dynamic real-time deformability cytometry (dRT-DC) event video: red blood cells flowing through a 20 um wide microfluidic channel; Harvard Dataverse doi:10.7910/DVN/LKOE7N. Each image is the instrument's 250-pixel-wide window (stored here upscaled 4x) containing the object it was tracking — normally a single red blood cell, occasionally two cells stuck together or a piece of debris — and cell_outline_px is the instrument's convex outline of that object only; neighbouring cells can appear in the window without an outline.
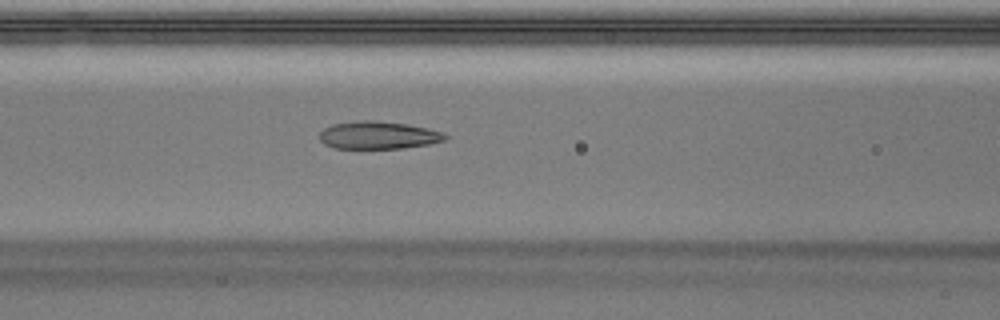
{"species": "Egyptian fruit bat (a non-hibernating species)", "species_latin": "Rousettus aegyptiacus", "temperature_condition": "warm", "stored_images_in_passage": 34, "camera_frame_rate_fps": 3000, "um_per_image_px": 0.085, "animal": {"sex": "male"}, "frame": {"image": 1, "passage_image": 11, "time_ms": 3.333, "image_size_px": [1000, 320], "cell_outline_px": [[448, 140], [428, 144], [404, 148], [336, 148], [324, 144], [320, 140], [320, 132], [324, 128], [332, 124], [360, 120], [376, 120], [404, 124], [428, 128], [440, 132], [448, 136]], "centroid_in_image_um": [32.15, 11.49], "position_along_channel_um": 134.5, "area_um2": 20.17}}
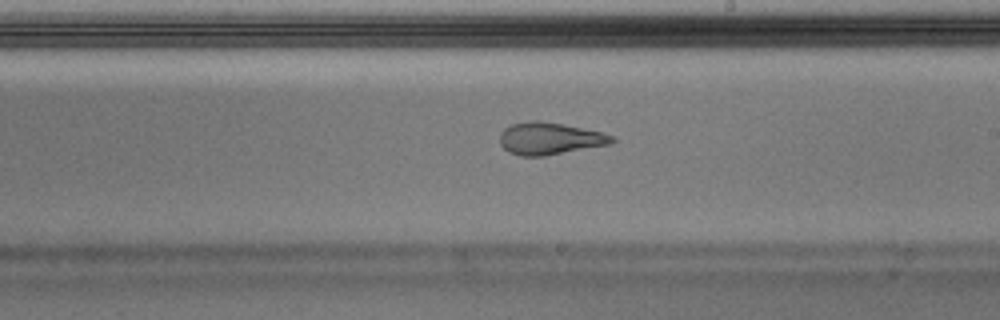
{"frame": {"image": 2, "passage_image": 19, "time_ms": 6.0, "image_size_px": [1000, 320], "cell_outline_px": [[616, 140], [608, 144], [544, 156], [520, 156], [508, 152], [500, 144], [500, 132], [504, 128], [512, 124], [532, 120], [536, 120], [560, 124], [600, 132], [612, 136]], "centroid_in_image_um": [46.65, 11.78], "position_along_channel_um": 242.3, "area_um2": 20.63}}
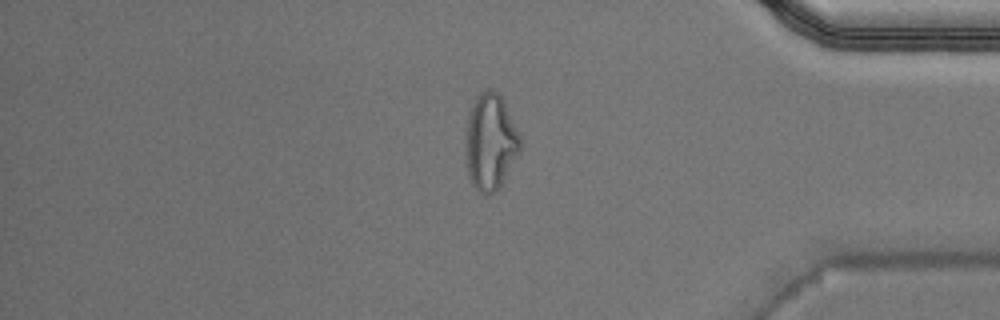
{"frame": {"image": 3, "passage_image": 32, "time_ms": 10.333, "image_size_px": [1000, 320], "cell_outline_px": [[520, 152], [496, 192], [488, 196], [480, 192], [472, 184], [468, 176], [464, 148], [468, 116], [472, 104], [476, 96], [480, 92], [488, 88], [492, 88], [500, 96], [520, 136]], "centroid_in_image_um": [41.65, 12.09], "position_along_channel_um": 393.6, "area_um2": 30.58}, "authors_computed_cell_mechanics": {"area_um2": 20.9525, "velocity_mm_per_s": 4.0467, "shape_relaxation_time_tau1_ms": 10.7639, "shape_relaxation_time_tau2_ms": 1.7138, "deformation_change_tau1": 0.353, "deformation_change_tau2": 0.1013}}